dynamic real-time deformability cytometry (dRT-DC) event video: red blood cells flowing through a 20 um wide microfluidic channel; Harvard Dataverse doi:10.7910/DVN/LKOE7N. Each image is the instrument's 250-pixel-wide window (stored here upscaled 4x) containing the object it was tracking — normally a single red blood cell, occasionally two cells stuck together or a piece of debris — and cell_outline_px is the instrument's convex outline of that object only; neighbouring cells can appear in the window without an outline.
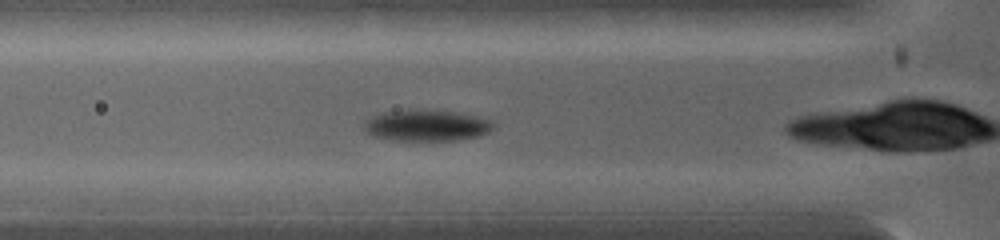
{"species": "common noctule bat (a hibernating species)", "species_latin": "Nyctalus noctula", "temperature_condition": "warm", "stored_images_in_passage": 5, "camera_frame_rate_fps": 5000, "um_per_image_px": 0.085, "animal": {"sex": "female", "body_mass_g": 19.0, "forearm_length_mm": 53.3}, "frame": {"image": 1, "passage_image": 3, "time_ms": 0.8, "image_size_px": [1000, 240], "cell_outline_px": [[496, 124], [488, 132], [480, 136], [456, 140], [396, 140], [376, 136], [368, 132], [364, 128], [364, 120], [372, 116], [384, 112], [408, 108], [452, 112], [476, 116], [488, 120]], "centroid_in_image_um": [36.24, 10.65], "position_along_channel_um": 89.6, "area_um2": 23.41}}